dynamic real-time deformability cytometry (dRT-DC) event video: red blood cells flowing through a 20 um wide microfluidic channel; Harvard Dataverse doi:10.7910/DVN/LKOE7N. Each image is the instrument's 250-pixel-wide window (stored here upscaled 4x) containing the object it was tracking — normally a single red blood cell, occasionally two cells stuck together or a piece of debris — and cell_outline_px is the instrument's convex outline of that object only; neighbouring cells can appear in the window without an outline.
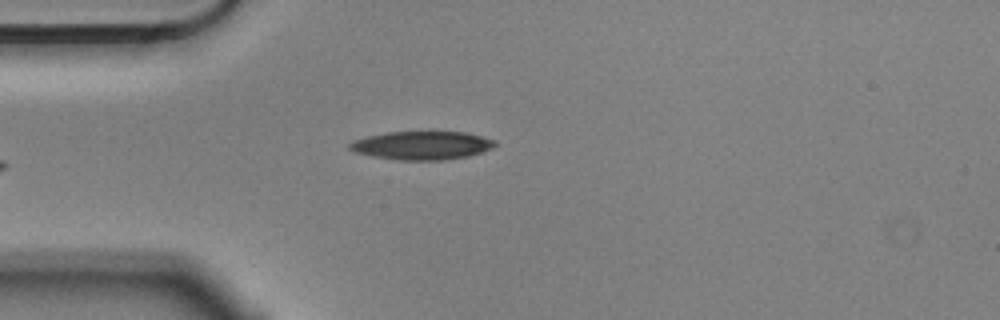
{"species": "Egyptian fruit bat (a non-hibernating species)", "species_latin": "Rousettus aegyptiacus", "temperature_condition": "cold", "stored_images_in_passage": 5, "camera_frame_rate_fps": 3000, "um_per_image_px": 0.085, "animal": {"sex": "male"}, "frame": {"image": 1, "passage_image": 5, "time_ms": 1.333, "image_size_px": [1000, 320], "cell_outline_px": [[496, 144], [492, 148], [468, 156], [444, 160], [400, 160], [372, 156], [356, 152], [348, 148], [348, 144], [352, 140], [368, 136], [388, 132], [464, 132], [496, 140]], "centroid_in_image_um": [35.84, 12.36], "position_along_channel_um": 49.2, "area_um2": 23.93}}